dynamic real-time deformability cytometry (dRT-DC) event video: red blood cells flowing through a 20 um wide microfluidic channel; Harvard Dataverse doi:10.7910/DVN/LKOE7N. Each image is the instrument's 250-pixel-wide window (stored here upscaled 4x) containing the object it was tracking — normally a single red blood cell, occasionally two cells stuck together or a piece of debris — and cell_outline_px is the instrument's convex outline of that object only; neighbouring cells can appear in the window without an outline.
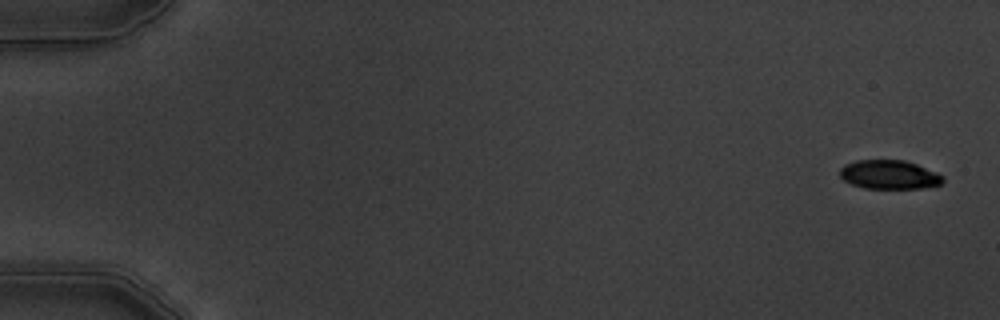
{"species": "common noctule bat (a hibernating species)", "species_latin": "Nyctalus noctula", "temperature_condition": "warm", "stored_images_in_passage": 4, "camera_frame_rate_fps": 3000, "um_per_image_px": 0.085, "animal": {"sex": "male", "body_mass_g": 19.5, "forearm_length_mm": 54.6}, "frame": {"image": 1, "passage_image": 1, "time_ms": 0.0, "image_size_px": [1000, 320], "cell_outline_px": [[944, 180], [940, 184], [920, 188], [864, 188], [852, 184], [844, 180], [840, 176], [840, 168], [844, 164], [856, 160], [904, 160], [916, 164], [936, 172], [944, 176]], "centroid_in_image_um": [75.56, 14.83], "position_along_channel_um": 9.4, "area_um2": 17.28}}